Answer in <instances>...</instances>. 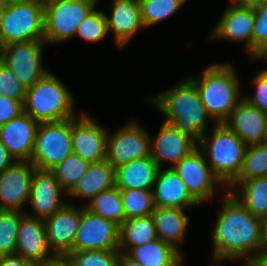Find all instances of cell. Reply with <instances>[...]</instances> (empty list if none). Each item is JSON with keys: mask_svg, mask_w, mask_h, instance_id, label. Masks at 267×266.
<instances>
[{"mask_svg": "<svg viewBox=\"0 0 267 266\" xmlns=\"http://www.w3.org/2000/svg\"><path fill=\"white\" fill-rule=\"evenodd\" d=\"M212 230V259L261 263V219L253 216L228 190Z\"/></svg>", "mask_w": 267, "mask_h": 266, "instance_id": "6da1fadb", "label": "cell"}, {"mask_svg": "<svg viewBox=\"0 0 267 266\" xmlns=\"http://www.w3.org/2000/svg\"><path fill=\"white\" fill-rule=\"evenodd\" d=\"M148 102L165 117L163 122L189 134L197 142L207 132L208 120H212L196 86L187 77L173 88L170 87L149 97Z\"/></svg>", "mask_w": 267, "mask_h": 266, "instance_id": "7a4b0ae2", "label": "cell"}, {"mask_svg": "<svg viewBox=\"0 0 267 266\" xmlns=\"http://www.w3.org/2000/svg\"><path fill=\"white\" fill-rule=\"evenodd\" d=\"M204 69L200 76L186 77L196 86L213 122L224 123L243 98L241 82L235 68L229 62L213 63Z\"/></svg>", "mask_w": 267, "mask_h": 266, "instance_id": "3957f363", "label": "cell"}, {"mask_svg": "<svg viewBox=\"0 0 267 266\" xmlns=\"http://www.w3.org/2000/svg\"><path fill=\"white\" fill-rule=\"evenodd\" d=\"M64 82L49 71L27 89L24 112L38 122L65 121L75 118V99Z\"/></svg>", "mask_w": 267, "mask_h": 266, "instance_id": "277c9868", "label": "cell"}, {"mask_svg": "<svg viewBox=\"0 0 267 266\" xmlns=\"http://www.w3.org/2000/svg\"><path fill=\"white\" fill-rule=\"evenodd\" d=\"M198 147L215 175L228 187L239 175L247 145L224 123L213 124L198 141Z\"/></svg>", "mask_w": 267, "mask_h": 266, "instance_id": "5b68a950", "label": "cell"}, {"mask_svg": "<svg viewBox=\"0 0 267 266\" xmlns=\"http://www.w3.org/2000/svg\"><path fill=\"white\" fill-rule=\"evenodd\" d=\"M44 5L39 0L9 2L0 16V47L44 40Z\"/></svg>", "mask_w": 267, "mask_h": 266, "instance_id": "8992f818", "label": "cell"}, {"mask_svg": "<svg viewBox=\"0 0 267 266\" xmlns=\"http://www.w3.org/2000/svg\"><path fill=\"white\" fill-rule=\"evenodd\" d=\"M99 0H58L44 5V41L59 44L75 37L79 24Z\"/></svg>", "mask_w": 267, "mask_h": 266, "instance_id": "52a82bcc", "label": "cell"}, {"mask_svg": "<svg viewBox=\"0 0 267 266\" xmlns=\"http://www.w3.org/2000/svg\"><path fill=\"white\" fill-rule=\"evenodd\" d=\"M72 153L71 118L40 122L30 159L35 168L51 170Z\"/></svg>", "mask_w": 267, "mask_h": 266, "instance_id": "ba28073f", "label": "cell"}, {"mask_svg": "<svg viewBox=\"0 0 267 266\" xmlns=\"http://www.w3.org/2000/svg\"><path fill=\"white\" fill-rule=\"evenodd\" d=\"M44 40L15 42L1 46L2 61L19 79L26 89L32 87L49 70L43 65Z\"/></svg>", "mask_w": 267, "mask_h": 266, "instance_id": "9c48e42d", "label": "cell"}, {"mask_svg": "<svg viewBox=\"0 0 267 266\" xmlns=\"http://www.w3.org/2000/svg\"><path fill=\"white\" fill-rule=\"evenodd\" d=\"M145 127L130 120L120 128L107 133L106 160L114 167L138 158L151 156V137Z\"/></svg>", "mask_w": 267, "mask_h": 266, "instance_id": "30bf717a", "label": "cell"}, {"mask_svg": "<svg viewBox=\"0 0 267 266\" xmlns=\"http://www.w3.org/2000/svg\"><path fill=\"white\" fill-rule=\"evenodd\" d=\"M172 168L184 181L191 196L200 205L212 200L217 189L223 187L224 190H227V187L211 169L204 153L198 146Z\"/></svg>", "mask_w": 267, "mask_h": 266, "instance_id": "8fae6325", "label": "cell"}, {"mask_svg": "<svg viewBox=\"0 0 267 266\" xmlns=\"http://www.w3.org/2000/svg\"><path fill=\"white\" fill-rule=\"evenodd\" d=\"M119 226L81 206V220L73 251L119 250Z\"/></svg>", "mask_w": 267, "mask_h": 266, "instance_id": "7c38bea8", "label": "cell"}, {"mask_svg": "<svg viewBox=\"0 0 267 266\" xmlns=\"http://www.w3.org/2000/svg\"><path fill=\"white\" fill-rule=\"evenodd\" d=\"M87 112L71 118L73 153L89 163L106 160V137L108 129L95 122Z\"/></svg>", "mask_w": 267, "mask_h": 266, "instance_id": "4fadbf2b", "label": "cell"}, {"mask_svg": "<svg viewBox=\"0 0 267 266\" xmlns=\"http://www.w3.org/2000/svg\"><path fill=\"white\" fill-rule=\"evenodd\" d=\"M66 196L51 170L34 168L29 201L33 213L26 210L25 213L45 220L67 204Z\"/></svg>", "mask_w": 267, "mask_h": 266, "instance_id": "5bb4252c", "label": "cell"}, {"mask_svg": "<svg viewBox=\"0 0 267 266\" xmlns=\"http://www.w3.org/2000/svg\"><path fill=\"white\" fill-rule=\"evenodd\" d=\"M34 166L30 161H15L0 173V210L23 211L29 204Z\"/></svg>", "mask_w": 267, "mask_h": 266, "instance_id": "9a60e30c", "label": "cell"}, {"mask_svg": "<svg viewBox=\"0 0 267 266\" xmlns=\"http://www.w3.org/2000/svg\"><path fill=\"white\" fill-rule=\"evenodd\" d=\"M217 24L210 33V39L216 38L245 45L252 60V33L254 25L253 7L228 5L220 15Z\"/></svg>", "mask_w": 267, "mask_h": 266, "instance_id": "2e32d148", "label": "cell"}, {"mask_svg": "<svg viewBox=\"0 0 267 266\" xmlns=\"http://www.w3.org/2000/svg\"><path fill=\"white\" fill-rule=\"evenodd\" d=\"M197 146L198 142L189 134L163 122L156 137L151 138V157L160 168L164 163L173 167Z\"/></svg>", "mask_w": 267, "mask_h": 266, "instance_id": "e0dca14e", "label": "cell"}, {"mask_svg": "<svg viewBox=\"0 0 267 266\" xmlns=\"http://www.w3.org/2000/svg\"><path fill=\"white\" fill-rule=\"evenodd\" d=\"M81 220V205L67 203L56 213L44 220L50 249L56 254L73 252Z\"/></svg>", "mask_w": 267, "mask_h": 266, "instance_id": "ac0fdd59", "label": "cell"}, {"mask_svg": "<svg viewBox=\"0 0 267 266\" xmlns=\"http://www.w3.org/2000/svg\"><path fill=\"white\" fill-rule=\"evenodd\" d=\"M110 14L105 12L108 33H113L118 50H123L132 38L145 29L139 0H113ZM109 15V16H108Z\"/></svg>", "mask_w": 267, "mask_h": 266, "instance_id": "d6986e66", "label": "cell"}, {"mask_svg": "<svg viewBox=\"0 0 267 266\" xmlns=\"http://www.w3.org/2000/svg\"><path fill=\"white\" fill-rule=\"evenodd\" d=\"M39 124L23 112L0 126V140L17 161H30Z\"/></svg>", "mask_w": 267, "mask_h": 266, "instance_id": "ffe728a7", "label": "cell"}, {"mask_svg": "<svg viewBox=\"0 0 267 266\" xmlns=\"http://www.w3.org/2000/svg\"><path fill=\"white\" fill-rule=\"evenodd\" d=\"M15 254L31 264L54 254L48 244L44 220L26 213L20 217Z\"/></svg>", "mask_w": 267, "mask_h": 266, "instance_id": "44dd1931", "label": "cell"}, {"mask_svg": "<svg viewBox=\"0 0 267 266\" xmlns=\"http://www.w3.org/2000/svg\"><path fill=\"white\" fill-rule=\"evenodd\" d=\"M153 197L155 205L164 208L191 209L201 206L172 167L159 169L154 182Z\"/></svg>", "mask_w": 267, "mask_h": 266, "instance_id": "7402d4cb", "label": "cell"}, {"mask_svg": "<svg viewBox=\"0 0 267 266\" xmlns=\"http://www.w3.org/2000/svg\"><path fill=\"white\" fill-rule=\"evenodd\" d=\"M267 114L242 98L224 124L247 145L262 143Z\"/></svg>", "mask_w": 267, "mask_h": 266, "instance_id": "603a6c76", "label": "cell"}, {"mask_svg": "<svg viewBox=\"0 0 267 266\" xmlns=\"http://www.w3.org/2000/svg\"><path fill=\"white\" fill-rule=\"evenodd\" d=\"M115 186V168L107 161L90 163L86 173L67 193L69 202L73 198H83L84 206L97 194Z\"/></svg>", "mask_w": 267, "mask_h": 266, "instance_id": "cb8c5ba5", "label": "cell"}, {"mask_svg": "<svg viewBox=\"0 0 267 266\" xmlns=\"http://www.w3.org/2000/svg\"><path fill=\"white\" fill-rule=\"evenodd\" d=\"M159 169L151 156L131 160L115 168V186L119 189H153Z\"/></svg>", "mask_w": 267, "mask_h": 266, "instance_id": "d4e9b609", "label": "cell"}, {"mask_svg": "<svg viewBox=\"0 0 267 266\" xmlns=\"http://www.w3.org/2000/svg\"><path fill=\"white\" fill-rule=\"evenodd\" d=\"M184 211L185 209L164 208L155 205L150 213L158 238L172 245L182 255L184 254L178 244L184 242L190 224V219Z\"/></svg>", "mask_w": 267, "mask_h": 266, "instance_id": "484cf974", "label": "cell"}, {"mask_svg": "<svg viewBox=\"0 0 267 266\" xmlns=\"http://www.w3.org/2000/svg\"><path fill=\"white\" fill-rule=\"evenodd\" d=\"M227 190L255 217L267 218V176L232 182Z\"/></svg>", "mask_w": 267, "mask_h": 266, "instance_id": "4316f807", "label": "cell"}, {"mask_svg": "<svg viewBox=\"0 0 267 266\" xmlns=\"http://www.w3.org/2000/svg\"><path fill=\"white\" fill-rule=\"evenodd\" d=\"M142 266H183L184 256L172 245L156 239L126 253Z\"/></svg>", "mask_w": 267, "mask_h": 266, "instance_id": "83f0119b", "label": "cell"}, {"mask_svg": "<svg viewBox=\"0 0 267 266\" xmlns=\"http://www.w3.org/2000/svg\"><path fill=\"white\" fill-rule=\"evenodd\" d=\"M118 231L119 251L123 253L158 239L156 226L150 215L124 219Z\"/></svg>", "mask_w": 267, "mask_h": 266, "instance_id": "f1b7e54d", "label": "cell"}, {"mask_svg": "<svg viewBox=\"0 0 267 266\" xmlns=\"http://www.w3.org/2000/svg\"><path fill=\"white\" fill-rule=\"evenodd\" d=\"M85 207L92 213L110 220L118 226L125 219L120 189L117 186L100 192Z\"/></svg>", "mask_w": 267, "mask_h": 266, "instance_id": "f546056e", "label": "cell"}, {"mask_svg": "<svg viewBox=\"0 0 267 266\" xmlns=\"http://www.w3.org/2000/svg\"><path fill=\"white\" fill-rule=\"evenodd\" d=\"M125 219L150 215L155 206L153 189H120Z\"/></svg>", "mask_w": 267, "mask_h": 266, "instance_id": "4dcf8cb0", "label": "cell"}, {"mask_svg": "<svg viewBox=\"0 0 267 266\" xmlns=\"http://www.w3.org/2000/svg\"><path fill=\"white\" fill-rule=\"evenodd\" d=\"M262 176H267V144L263 142L247 146L241 171L233 182Z\"/></svg>", "mask_w": 267, "mask_h": 266, "instance_id": "1f68e13d", "label": "cell"}, {"mask_svg": "<svg viewBox=\"0 0 267 266\" xmlns=\"http://www.w3.org/2000/svg\"><path fill=\"white\" fill-rule=\"evenodd\" d=\"M188 0H139L145 28L170 18Z\"/></svg>", "mask_w": 267, "mask_h": 266, "instance_id": "d6a6232c", "label": "cell"}, {"mask_svg": "<svg viewBox=\"0 0 267 266\" xmlns=\"http://www.w3.org/2000/svg\"><path fill=\"white\" fill-rule=\"evenodd\" d=\"M89 162L79 155L70 154L63 162L51 169L59 185L68 193L86 173Z\"/></svg>", "mask_w": 267, "mask_h": 266, "instance_id": "836d02e7", "label": "cell"}, {"mask_svg": "<svg viewBox=\"0 0 267 266\" xmlns=\"http://www.w3.org/2000/svg\"><path fill=\"white\" fill-rule=\"evenodd\" d=\"M24 213L0 210V256L15 255L19 221Z\"/></svg>", "mask_w": 267, "mask_h": 266, "instance_id": "e575fe53", "label": "cell"}, {"mask_svg": "<svg viewBox=\"0 0 267 266\" xmlns=\"http://www.w3.org/2000/svg\"><path fill=\"white\" fill-rule=\"evenodd\" d=\"M95 7L87 17L79 24L76 34L88 42H100L108 33L105 12Z\"/></svg>", "mask_w": 267, "mask_h": 266, "instance_id": "d590c367", "label": "cell"}, {"mask_svg": "<svg viewBox=\"0 0 267 266\" xmlns=\"http://www.w3.org/2000/svg\"><path fill=\"white\" fill-rule=\"evenodd\" d=\"M68 255L73 263V266H118L120 251H73Z\"/></svg>", "mask_w": 267, "mask_h": 266, "instance_id": "8d00e7d4", "label": "cell"}, {"mask_svg": "<svg viewBox=\"0 0 267 266\" xmlns=\"http://www.w3.org/2000/svg\"><path fill=\"white\" fill-rule=\"evenodd\" d=\"M252 59L267 48V0L253 7Z\"/></svg>", "mask_w": 267, "mask_h": 266, "instance_id": "74e56055", "label": "cell"}, {"mask_svg": "<svg viewBox=\"0 0 267 266\" xmlns=\"http://www.w3.org/2000/svg\"><path fill=\"white\" fill-rule=\"evenodd\" d=\"M26 92L27 89L19 79L0 61V95H5L13 100L24 101Z\"/></svg>", "mask_w": 267, "mask_h": 266, "instance_id": "f35d334b", "label": "cell"}, {"mask_svg": "<svg viewBox=\"0 0 267 266\" xmlns=\"http://www.w3.org/2000/svg\"><path fill=\"white\" fill-rule=\"evenodd\" d=\"M250 82L255 87V93L250 96L243 95L250 104L267 114V75L261 70Z\"/></svg>", "mask_w": 267, "mask_h": 266, "instance_id": "ab89813d", "label": "cell"}, {"mask_svg": "<svg viewBox=\"0 0 267 266\" xmlns=\"http://www.w3.org/2000/svg\"><path fill=\"white\" fill-rule=\"evenodd\" d=\"M23 103L0 95V126L21 115L24 112Z\"/></svg>", "mask_w": 267, "mask_h": 266, "instance_id": "60d3db41", "label": "cell"}, {"mask_svg": "<svg viewBox=\"0 0 267 266\" xmlns=\"http://www.w3.org/2000/svg\"><path fill=\"white\" fill-rule=\"evenodd\" d=\"M33 266H73L68 254H56L32 264Z\"/></svg>", "mask_w": 267, "mask_h": 266, "instance_id": "b9f144b4", "label": "cell"}, {"mask_svg": "<svg viewBox=\"0 0 267 266\" xmlns=\"http://www.w3.org/2000/svg\"><path fill=\"white\" fill-rule=\"evenodd\" d=\"M32 264L18 255L0 256V266H31Z\"/></svg>", "mask_w": 267, "mask_h": 266, "instance_id": "7bdbcfd3", "label": "cell"}, {"mask_svg": "<svg viewBox=\"0 0 267 266\" xmlns=\"http://www.w3.org/2000/svg\"><path fill=\"white\" fill-rule=\"evenodd\" d=\"M16 159L9 153L7 147L0 140V173L11 166Z\"/></svg>", "mask_w": 267, "mask_h": 266, "instance_id": "ee69618b", "label": "cell"}, {"mask_svg": "<svg viewBox=\"0 0 267 266\" xmlns=\"http://www.w3.org/2000/svg\"><path fill=\"white\" fill-rule=\"evenodd\" d=\"M267 257V218L261 220V262Z\"/></svg>", "mask_w": 267, "mask_h": 266, "instance_id": "f6af8a7d", "label": "cell"}, {"mask_svg": "<svg viewBox=\"0 0 267 266\" xmlns=\"http://www.w3.org/2000/svg\"><path fill=\"white\" fill-rule=\"evenodd\" d=\"M264 0H230V5L238 7H254L260 5Z\"/></svg>", "mask_w": 267, "mask_h": 266, "instance_id": "bcb514c9", "label": "cell"}, {"mask_svg": "<svg viewBox=\"0 0 267 266\" xmlns=\"http://www.w3.org/2000/svg\"><path fill=\"white\" fill-rule=\"evenodd\" d=\"M118 266H142L137 261L130 258L126 253L120 252Z\"/></svg>", "mask_w": 267, "mask_h": 266, "instance_id": "7dc6e473", "label": "cell"}, {"mask_svg": "<svg viewBox=\"0 0 267 266\" xmlns=\"http://www.w3.org/2000/svg\"><path fill=\"white\" fill-rule=\"evenodd\" d=\"M227 261H232V259H213L214 264H211L210 266H226L223 263L224 262L226 263ZM244 261L245 262H244V264H242V266H249L250 265L249 261H246V260H244Z\"/></svg>", "mask_w": 267, "mask_h": 266, "instance_id": "c3c4849f", "label": "cell"}, {"mask_svg": "<svg viewBox=\"0 0 267 266\" xmlns=\"http://www.w3.org/2000/svg\"><path fill=\"white\" fill-rule=\"evenodd\" d=\"M8 4L9 2L7 0H0V16L5 12Z\"/></svg>", "mask_w": 267, "mask_h": 266, "instance_id": "681fc988", "label": "cell"}, {"mask_svg": "<svg viewBox=\"0 0 267 266\" xmlns=\"http://www.w3.org/2000/svg\"><path fill=\"white\" fill-rule=\"evenodd\" d=\"M262 142L267 144V118H266V121H265Z\"/></svg>", "mask_w": 267, "mask_h": 266, "instance_id": "f907efd6", "label": "cell"}, {"mask_svg": "<svg viewBox=\"0 0 267 266\" xmlns=\"http://www.w3.org/2000/svg\"><path fill=\"white\" fill-rule=\"evenodd\" d=\"M254 60H263L264 62H266L267 63V58H263L262 56H257V57H255V58H253L251 61H254ZM266 75H267V67H266V69L264 68V70H262Z\"/></svg>", "mask_w": 267, "mask_h": 266, "instance_id": "816d5d0a", "label": "cell"}, {"mask_svg": "<svg viewBox=\"0 0 267 266\" xmlns=\"http://www.w3.org/2000/svg\"><path fill=\"white\" fill-rule=\"evenodd\" d=\"M43 5L45 4H49L51 2H54V1H58V0H39Z\"/></svg>", "mask_w": 267, "mask_h": 266, "instance_id": "f5cc1de1", "label": "cell"}, {"mask_svg": "<svg viewBox=\"0 0 267 266\" xmlns=\"http://www.w3.org/2000/svg\"><path fill=\"white\" fill-rule=\"evenodd\" d=\"M249 266H263L260 262H250Z\"/></svg>", "mask_w": 267, "mask_h": 266, "instance_id": "db71d44e", "label": "cell"}, {"mask_svg": "<svg viewBox=\"0 0 267 266\" xmlns=\"http://www.w3.org/2000/svg\"><path fill=\"white\" fill-rule=\"evenodd\" d=\"M259 56H262L263 58H267V48Z\"/></svg>", "mask_w": 267, "mask_h": 266, "instance_id": "11a10c76", "label": "cell"}, {"mask_svg": "<svg viewBox=\"0 0 267 266\" xmlns=\"http://www.w3.org/2000/svg\"><path fill=\"white\" fill-rule=\"evenodd\" d=\"M263 266H267V257L261 262Z\"/></svg>", "mask_w": 267, "mask_h": 266, "instance_id": "9f6ffc18", "label": "cell"}, {"mask_svg": "<svg viewBox=\"0 0 267 266\" xmlns=\"http://www.w3.org/2000/svg\"><path fill=\"white\" fill-rule=\"evenodd\" d=\"M8 2L21 1V0H7Z\"/></svg>", "mask_w": 267, "mask_h": 266, "instance_id": "6f0895ef", "label": "cell"}]
</instances>
